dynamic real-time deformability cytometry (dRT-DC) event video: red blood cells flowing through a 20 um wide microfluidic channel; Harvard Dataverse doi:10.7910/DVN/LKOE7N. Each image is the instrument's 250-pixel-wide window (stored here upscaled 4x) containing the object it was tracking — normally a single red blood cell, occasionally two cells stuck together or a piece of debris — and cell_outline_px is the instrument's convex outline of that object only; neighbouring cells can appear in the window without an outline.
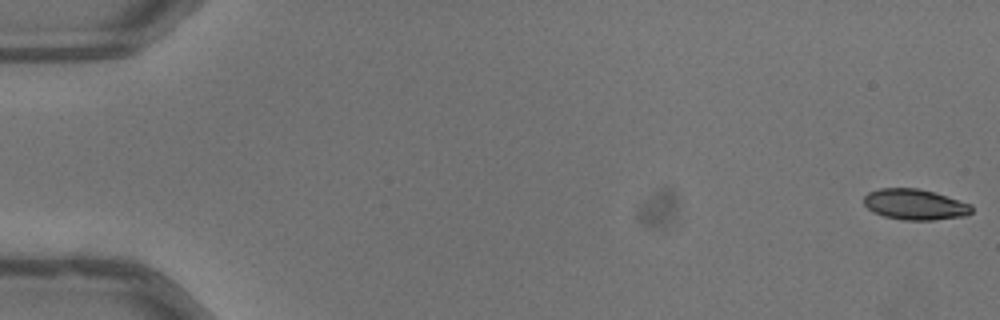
{"species": "common noctule bat (a hibernating species)", "species_latin": "Nyctalus noctula", "temperature_condition": "warm", "stored_images_in_passage": 53, "camera_frame_rate_fps": 3000, "um_per_image_px": 0.085, "animal": {"sex": "male", "body_mass_g": 13.3}, "frame": {"image": 1, "passage_image": 1, "time_ms": 0.0, "image_size_px": [1000, 320], "cell_outline_px": [[972, 212], [968, 216], [932, 220], [904, 220], [884, 216], [872, 212], [864, 204], [864, 196], [868, 192], [880, 188], [916, 188], [932, 192], [972, 204]], "centroid_in_image_um": [77.77, 17.39], "position_along_channel_um": 7.2, "area_um2": 19.31}}
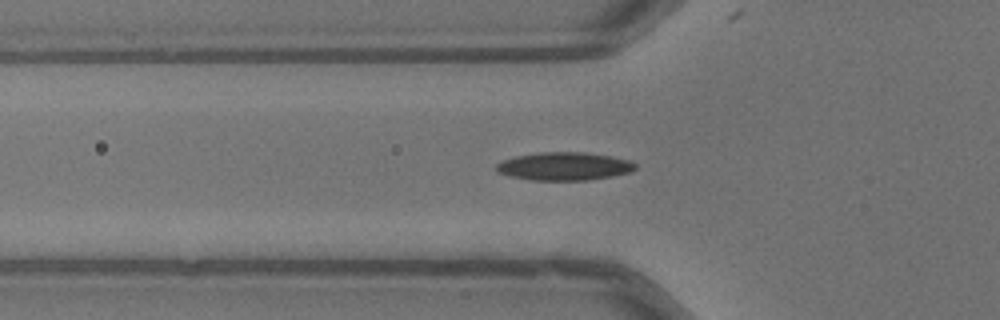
{"frame": {"image": 2, "passage_image": 19, "time_ms": 6.0, "image_size_px": [1000, 320], "cell_outline_px": [[636, 168], [632, 172], [612, 176], [588, 180], [532, 180], [508, 176], [496, 172], [496, 164], [504, 160], [516, 156], [540, 152], [584, 152], [612, 156], [628, 160], [636, 164]], "centroid_in_image_um": [47.96, 14.13], "position_along_channel_um": 77.8, "area_um2": 22.83}}
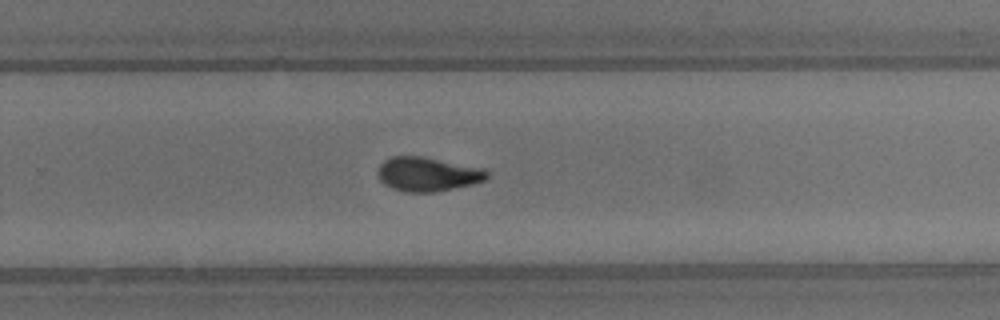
{"frame": {"image": 3, "passage_image": 35, "time_ms": 11.333, "image_size_px": [1000, 320], "cell_outline_px": [[488, 176], [484, 180], [472, 184], [436, 192], [408, 192], [392, 188], [384, 184], [380, 180], [376, 172], [380, 164], [384, 160], [392, 156], [424, 156], [484, 168], [488, 172]], "centroid_in_image_um": [36.33, 14.79], "position_along_channel_um": 293.5, "area_um2": 21.85}, "authors_computed_cell_mechanics": {"area_um2": 20.9814, "velocity_mm_per_s": 4.0324, "shape_relaxation_time_tau1_ms": 5.4538, "shape_relaxation_time_tau2_ms": 2.1318, "deformation_change_tau1": 0.1806, "deformation_change_tau2": 0.0819}}